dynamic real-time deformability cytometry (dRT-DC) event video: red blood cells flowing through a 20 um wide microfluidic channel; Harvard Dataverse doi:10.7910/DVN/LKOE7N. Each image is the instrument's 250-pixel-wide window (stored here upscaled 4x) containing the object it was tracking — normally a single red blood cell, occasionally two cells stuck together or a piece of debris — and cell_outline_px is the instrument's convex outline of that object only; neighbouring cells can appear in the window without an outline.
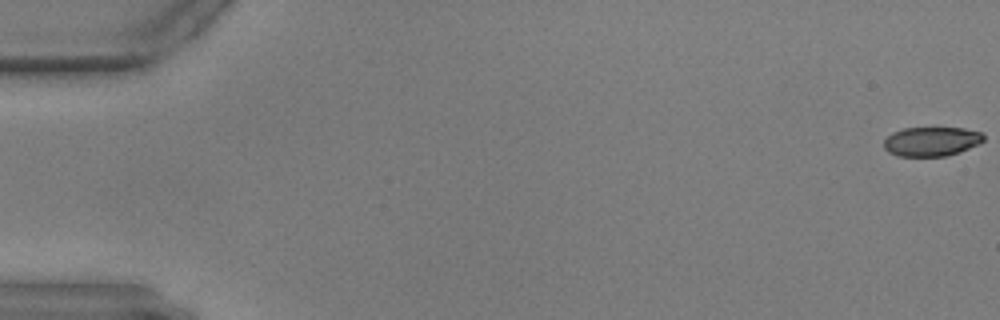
{"species": "common noctule bat (a hibernating species)", "species_latin": "Nyctalus noctula", "temperature_condition": "warm", "stored_images_in_passage": 59, "camera_frame_rate_fps": 3000, "um_per_image_px": 0.085, "animal": {"sex": "male", "body_mass_g": 17.9, "forearm_length_mm": 54.2}, "frame": {"image": 1, "passage_image": 1, "time_ms": 0.0, "image_size_px": [1000, 320], "cell_outline_px": [[984, 140], [980, 144], [960, 152], [948, 156], [896, 156], [888, 152], [884, 148], [884, 140], [892, 132], [904, 128], [964, 128], [980, 132], [984, 136]], "centroid_in_image_um": [79.18, 12.03], "position_along_channel_um": 5.8, "area_um2": 17.17}}
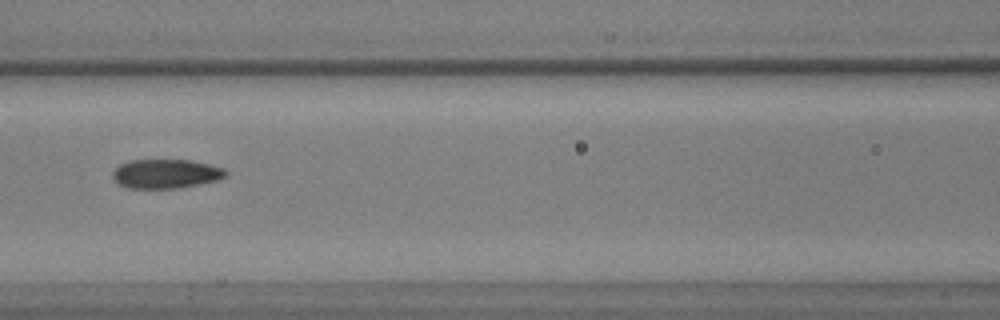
{"frame": {"image": 2, "passage_image": 27, "time_ms": 8.667, "image_size_px": [1000, 320], "cell_outline_px": [[228, 172], [224, 176], [216, 180], [176, 188], [128, 188], [120, 184], [112, 176], [112, 172], [120, 164], [128, 160], [188, 160], [208, 164], [224, 168]], "centroid_in_image_um": [14.06, 14.76], "position_along_channel_um": 152.5, "area_um2": 18.9}}
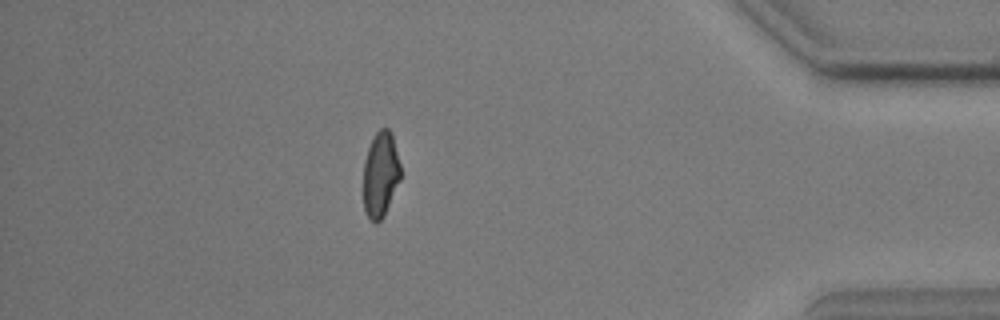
{"frame": {"image": 3, "passage_image": 52, "time_ms": 17.0, "image_size_px": [1000, 320], "cell_outline_px": [[400, 180], [384, 216], [376, 224], [368, 216], [364, 208], [364, 160], [368, 148], [376, 132], [380, 128], [388, 128], [392, 132], [400, 164]], "centroid_in_image_um": [32.35, 14.81], "position_along_channel_um": 402.8, "area_um2": 18.44}}